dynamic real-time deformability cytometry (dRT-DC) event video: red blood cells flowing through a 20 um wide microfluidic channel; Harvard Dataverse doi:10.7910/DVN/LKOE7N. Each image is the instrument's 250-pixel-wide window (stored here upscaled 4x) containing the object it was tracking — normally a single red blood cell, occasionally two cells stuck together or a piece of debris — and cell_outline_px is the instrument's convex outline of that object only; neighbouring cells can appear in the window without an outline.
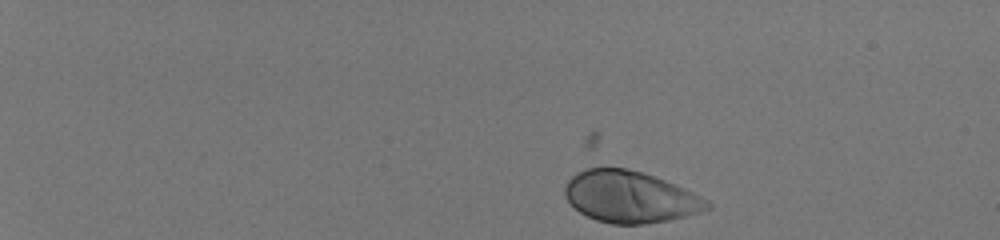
{"species": "human", "species_latin": "Homo sapiens", "temperature_condition": "room temperature", "stored_images_in_passage": 42, "camera_frame_rate_fps": 3000, "um_per_image_px": 0.085, "donor": {"sex": "male"}, "frame": {"image": 1, "passage_image": 1, "time_ms": 0.0, "image_size_px": [1000, 240], "cell_outline_px": [[712, 208], [700, 212], [668, 220], [644, 224], [612, 224], [596, 220], [580, 212], [564, 196], [564, 188], [568, 180], [576, 172], [592, 164], [628, 168], [664, 180], [684, 188], [708, 200], [712, 204]], "centroid_in_image_um": [53.51, 16.7], "position_along_channel_um": 31.5, "area_um2": 43.23}}
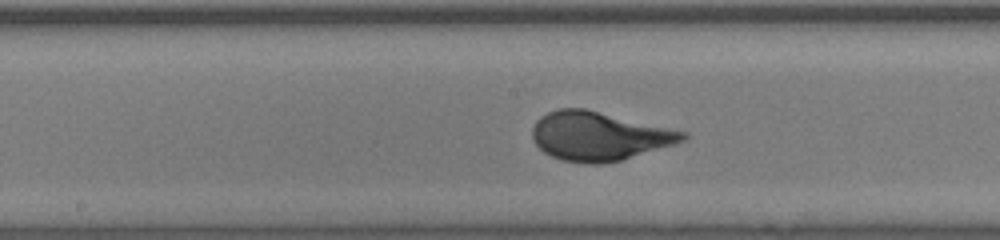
{"frame": {"image": 2, "passage_image": 24, "time_ms": 7.667, "image_size_px": [1000, 240], "cell_outline_px": [[688, 136], [684, 140], [672, 144], [620, 160], [600, 164], [588, 164], [560, 160], [544, 152], [532, 140], [532, 128], [536, 120], [540, 116], [556, 108], [584, 108], [688, 132]], "centroid_in_image_um": [50.86, 11.56], "position_along_channel_um": 197.3, "area_um2": 42.54}}
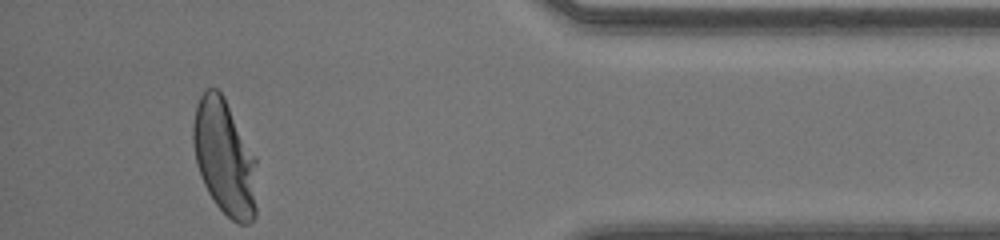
{"frame": {"image": 3, "passage_image": 42, "time_ms": 13.667, "image_size_px": [1000, 240], "cell_outline_px": [[256, 216], [248, 224], [240, 224], [232, 220], [216, 204], [208, 192], [200, 176], [196, 164], [192, 144], [192, 124], [196, 104], [200, 96], [208, 88], [216, 88], [224, 96], [256, 156]], "centroid_in_image_um": [19.08, 13.37], "position_along_channel_um": 416.1, "area_um2": 43.41}, "authors_computed_cell_mechanics": {"area_um2": 42.0206, "velocity_mm_per_s": 4.0863, "shape_relaxation_time_tau1_ms": 2.5679, "shape_relaxation_time_tau2_ms": null, "deformation_change_tau1": 0.1716, "deformation_change_tau2": null}}